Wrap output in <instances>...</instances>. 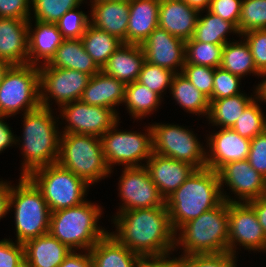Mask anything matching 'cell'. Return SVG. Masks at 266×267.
I'll list each match as a JSON object with an SVG mask.
<instances>
[{
    "label": "cell",
    "mask_w": 266,
    "mask_h": 267,
    "mask_svg": "<svg viewBox=\"0 0 266 267\" xmlns=\"http://www.w3.org/2000/svg\"><path fill=\"white\" fill-rule=\"evenodd\" d=\"M110 232L122 245L147 259H167L175 250V231L166 206L116 212ZM171 252V253H170Z\"/></svg>",
    "instance_id": "obj_1"
},
{
    "label": "cell",
    "mask_w": 266,
    "mask_h": 267,
    "mask_svg": "<svg viewBox=\"0 0 266 267\" xmlns=\"http://www.w3.org/2000/svg\"><path fill=\"white\" fill-rule=\"evenodd\" d=\"M219 175L208 167L195 169L165 204L175 233L187 222L223 202Z\"/></svg>",
    "instance_id": "obj_2"
},
{
    "label": "cell",
    "mask_w": 266,
    "mask_h": 267,
    "mask_svg": "<svg viewBox=\"0 0 266 267\" xmlns=\"http://www.w3.org/2000/svg\"><path fill=\"white\" fill-rule=\"evenodd\" d=\"M52 112V108L39 106L22 114L23 135L22 139H16L17 145L22 143L20 149L24 158L20 176H28L38 168L57 163L61 135L57 122L60 118Z\"/></svg>",
    "instance_id": "obj_3"
},
{
    "label": "cell",
    "mask_w": 266,
    "mask_h": 267,
    "mask_svg": "<svg viewBox=\"0 0 266 267\" xmlns=\"http://www.w3.org/2000/svg\"><path fill=\"white\" fill-rule=\"evenodd\" d=\"M102 208L91 201L50 214L49 233L70 250H90L109 232L98 226Z\"/></svg>",
    "instance_id": "obj_4"
},
{
    "label": "cell",
    "mask_w": 266,
    "mask_h": 267,
    "mask_svg": "<svg viewBox=\"0 0 266 267\" xmlns=\"http://www.w3.org/2000/svg\"><path fill=\"white\" fill-rule=\"evenodd\" d=\"M228 227V202L223 201L185 223L175 234V249H183V255L227 252Z\"/></svg>",
    "instance_id": "obj_5"
},
{
    "label": "cell",
    "mask_w": 266,
    "mask_h": 267,
    "mask_svg": "<svg viewBox=\"0 0 266 267\" xmlns=\"http://www.w3.org/2000/svg\"><path fill=\"white\" fill-rule=\"evenodd\" d=\"M18 181V185H11L9 211L14 208L15 242L24 245L49 233L51 212L41 191L27 176H20Z\"/></svg>",
    "instance_id": "obj_6"
},
{
    "label": "cell",
    "mask_w": 266,
    "mask_h": 267,
    "mask_svg": "<svg viewBox=\"0 0 266 267\" xmlns=\"http://www.w3.org/2000/svg\"><path fill=\"white\" fill-rule=\"evenodd\" d=\"M57 163L92 185L112 173L108 168L99 137L62 133Z\"/></svg>",
    "instance_id": "obj_7"
},
{
    "label": "cell",
    "mask_w": 266,
    "mask_h": 267,
    "mask_svg": "<svg viewBox=\"0 0 266 267\" xmlns=\"http://www.w3.org/2000/svg\"><path fill=\"white\" fill-rule=\"evenodd\" d=\"M27 177L41 191L50 212L82 204L89 192V184L58 163L38 168Z\"/></svg>",
    "instance_id": "obj_8"
},
{
    "label": "cell",
    "mask_w": 266,
    "mask_h": 267,
    "mask_svg": "<svg viewBox=\"0 0 266 267\" xmlns=\"http://www.w3.org/2000/svg\"><path fill=\"white\" fill-rule=\"evenodd\" d=\"M39 106V66L11 65L0 84V115L8 118Z\"/></svg>",
    "instance_id": "obj_9"
},
{
    "label": "cell",
    "mask_w": 266,
    "mask_h": 267,
    "mask_svg": "<svg viewBox=\"0 0 266 267\" xmlns=\"http://www.w3.org/2000/svg\"><path fill=\"white\" fill-rule=\"evenodd\" d=\"M117 122L100 137L102 150L108 168L113 172L115 165L141 167L151 157L152 129L149 125L144 132L117 130ZM142 161V162H141Z\"/></svg>",
    "instance_id": "obj_10"
},
{
    "label": "cell",
    "mask_w": 266,
    "mask_h": 267,
    "mask_svg": "<svg viewBox=\"0 0 266 267\" xmlns=\"http://www.w3.org/2000/svg\"><path fill=\"white\" fill-rule=\"evenodd\" d=\"M150 126L153 153L185 162L195 169L206 167L205 147L193 131L174 123H155Z\"/></svg>",
    "instance_id": "obj_11"
},
{
    "label": "cell",
    "mask_w": 266,
    "mask_h": 267,
    "mask_svg": "<svg viewBox=\"0 0 266 267\" xmlns=\"http://www.w3.org/2000/svg\"><path fill=\"white\" fill-rule=\"evenodd\" d=\"M90 78L76 70L39 67L40 106L52 108V99L58 107L80 100Z\"/></svg>",
    "instance_id": "obj_12"
},
{
    "label": "cell",
    "mask_w": 266,
    "mask_h": 267,
    "mask_svg": "<svg viewBox=\"0 0 266 267\" xmlns=\"http://www.w3.org/2000/svg\"><path fill=\"white\" fill-rule=\"evenodd\" d=\"M60 118L67 125L61 133L85 134L101 137L119 120V115L112 109L103 106H93L81 100L69 102L60 106Z\"/></svg>",
    "instance_id": "obj_13"
},
{
    "label": "cell",
    "mask_w": 266,
    "mask_h": 267,
    "mask_svg": "<svg viewBox=\"0 0 266 267\" xmlns=\"http://www.w3.org/2000/svg\"><path fill=\"white\" fill-rule=\"evenodd\" d=\"M228 251L236 255V246L249 251L266 252V235L254 208L248 202H228Z\"/></svg>",
    "instance_id": "obj_14"
},
{
    "label": "cell",
    "mask_w": 266,
    "mask_h": 267,
    "mask_svg": "<svg viewBox=\"0 0 266 267\" xmlns=\"http://www.w3.org/2000/svg\"><path fill=\"white\" fill-rule=\"evenodd\" d=\"M118 183L121 205L119 211L166 206L158 187L145 166L124 167Z\"/></svg>",
    "instance_id": "obj_15"
},
{
    "label": "cell",
    "mask_w": 266,
    "mask_h": 267,
    "mask_svg": "<svg viewBox=\"0 0 266 267\" xmlns=\"http://www.w3.org/2000/svg\"><path fill=\"white\" fill-rule=\"evenodd\" d=\"M217 173L223 200L226 202H249L265 195L266 178L257 172L248 160L229 162ZM224 186L229 187L227 189H231L237 199L227 195Z\"/></svg>",
    "instance_id": "obj_16"
},
{
    "label": "cell",
    "mask_w": 266,
    "mask_h": 267,
    "mask_svg": "<svg viewBox=\"0 0 266 267\" xmlns=\"http://www.w3.org/2000/svg\"><path fill=\"white\" fill-rule=\"evenodd\" d=\"M141 46L145 61L170 69L175 73H182L186 55L185 41L182 39L158 26Z\"/></svg>",
    "instance_id": "obj_17"
},
{
    "label": "cell",
    "mask_w": 266,
    "mask_h": 267,
    "mask_svg": "<svg viewBox=\"0 0 266 267\" xmlns=\"http://www.w3.org/2000/svg\"><path fill=\"white\" fill-rule=\"evenodd\" d=\"M206 167L218 171L229 162L247 160L250 139L241 137L232 128H220L206 139ZM209 150V151H208Z\"/></svg>",
    "instance_id": "obj_18"
},
{
    "label": "cell",
    "mask_w": 266,
    "mask_h": 267,
    "mask_svg": "<svg viewBox=\"0 0 266 267\" xmlns=\"http://www.w3.org/2000/svg\"><path fill=\"white\" fill-rule=\"evenodd\" d=\"M152 182L158 187L161 196L166 200L175 192L195 170L193 166L170 157L156 153L146 162Z\"/></svg>",
    "instance_id": "obj_19"
},
{
    "label": "cell",
    "mask_w": 266,
    "mask_h": 267,
    "mask_svg": "<svg viewBox=\"0 0 266 267\" xmlns=\"http://www.w3.org/2000/svg\"><path fill=\"white\" fill-rule=\"evenodd\" d=\"M90 25L103 30L127 44L129 2L90 0Z\"/></svg>",
    "instance_id": "obj_20"
},
{
    "label": "cell",
    "mask_w": 266,
    "mask_h": 267,
    "mask_svg": "<svg viewBox=\"0 0 266 267\" xmlns=\"http://www.w3.org/2000/svg\"><path fill=\"white\" fill-rule=\"evenodd\" d=\"M198 16L183 0H160L158 26L183 41L193 37Z\"/></svg>",
    "instance_id": "obj_21"
},
{
    "label": "cell",
    "mask_w": 266,
    "mask_h": 267,
    "mask_svg": "<svg viewBox=\"0 0 266 267\" xmlns=\"http://www.w3.org/2000/svg\"><path fill=\"white\" fill-rule=\"evenodd\" d=\"M0 59L28 64V20L0 18Z\"/></svg>",
    "instance_id": "obj_22"
},
{
    "label": "cell",
    "mask_w": 266,
    "mask_h": 267,
    "mask_svg": "<svg viewBox=\"0 0 266 267\" xmlns=\"http://www.w3.org/2000/svg\"><path fill=\"white\" fill-rule=\"evenodd\" d=\"M31 22L30 18L28 20V64L34 66L47 64L64 38L56 23H43L34 20L35 27H32Z\"/></svg>",
    "instance_id": "obj_23"
},
{
    "label": "cell",
    "mask_w": 266,
    "mask_h": 267,
    "mask_svg": "<svg viewBox=\"0 0 266 267\" xmlns=\"http://www.w3.org/2000/svg\"><path fill=\"white\" fill-rule=\"evenodd\" d=\"M160 0L129 1L127 44L142 45L158 27Z\"/></svg>",
    "instance_id": "obj_24"
},
{
    "label": "cell",
    "mask_w": 266,
    "mask_h": 267,
    "mask_svg": "<svg viewBox=\"0 0 266 267\" xmlns=\"http://www.w3.org/2000/svg\"><path fill=\"white\" fill-rule=\"evenodd\" d=\"M125 86L122 81L101 70L91 76L80 100L89 105L110 108L119 114L115 108L124 102Z\"/></svg>",
    "instance_id": "obj_25"
},
{
    "label": "cell",
    "mask_w": 266,
    "mask_h": 267,
    "mask_svg": "<svg viewBox=\"0 0 266 267\" xmlns=\"http://www.w3.org/2000/svg\"><path fill=\"white\" fill-rule=\"evenodd\" d=\"M144 61L145 54L141 45L123 43L101 70L126 85L138 79Z\"/></svg>",
    "instance_id": "obj_26"
},
{
    "label": "cell",
    "mask_w": 266,
    "mask_h": 267,
    "mask_svg": "<svg viewBox=\"0 0 266 267\" xmlns=\"http://www.w3.org/2000/svg\"><path fill=\"white\" fill-rule=\"evenodd\" d=\"M70 249L50 233L24 244L25 267H58Z\"/></svg>",
    "instance_id": "obj_27"
},
{
    "label": "cell",
    "mask_w": 266,
    "mask_h": 267,
    "mask_svg": "<svg viewBox=\"0 0 266 267\" xmlns=\"http://www.w3.org/2000/svg\"><path fill=\"white\" fill-rule=\"evenodd\" d=\"M93 267H138L144 260L109 233L90 250Z\"/></svg>",
    "instance_id": "obj_28"
},
{
    "label": "cell",
    "mask_w": 266,
    "mask_h": 267,
    "mask_svg": "<svg viewBox=\"0 0 266 267\" xmlns=\"http://www.w3.org/2000/svg\"><path fill=\"white\" fill-rule=\"evenodd\" d=\"M39 67L71 69L90 76L101 71L94 60L87 54L81 39H64L50 61Z\"/></svg>",
    "instance_id": "obj_29"
},
{
    "label": "cell",
    "mask_w": 266,
    "mask_h": 267,
    "mask_svg": "<svg viewBox=\"0 0 266 267\" xmlns=\"http://www.w3.org/2000/svg\"><path fill=\"white\" fill-rule=\"evenodd\" d=\"M251 96L241 93L235 96L212 100L210 102L208 121L218 128H231L243 110L256 98V90ZM253 96V98H252Z\"/></svg>",
    "instance_id": "obj_30"
},
{
    "label": "cell",
    "mask_w": 266,
    "mask_h": 267,
    "mask_svg": "<svg viewBox=\"0 0 266 267\" xmlns=\"http://www.w3.org/2000/svg\"><path fill=\"white\" fill-rule=\"evenodd\" d=\"M170 92L174 100L186 112L208 117L210 101L207 96L197 90L192 83L182 74L176 73L173 77Z\"/></svg>",
    "instance_id": "obj_31"
},
{
    "label": "cell",
    "mask_w": 266,
    "mask_h": 267,
    "mask_svg": "<svg viewBox=\"0 0 266 267\" xmlns=\"http://www.w3.org/2000/svg\"><path fill=\"white\" fill-rule=\"evenodd\" d=\"M242 40H236V42L229 40L223 46L220 67L240 78L251 73L252 76L257 75L259 77L261 73L255 67L250 47L244 38Z\"/></svg>",
    "instance_id": "obj_32"
},
{
    "label": "cell",
    "mask_w": 266,
    "mask_h": 267,
    "mask_svg": "<svg viewBox=\"0 0 266 267\" xmlns=\"http://www.w3.org/2000/svg\"><path fill=\"white\" fill-rule=\"evenodd\" d=\"M161 98L162 96L136 80L126 84L123 104L126 105L128 113L135 120H142L143 117L153 114L154 110L156 111L162 103Z\"/></svg>",
    "instance_id": "obj_33"
},
{
    "label": "cell",
    "mask_w": 266,
    "mask_h": 267,
    "mask_svg": "<svg viewBox=\"0 0 266 267\" xmlns=\"http://www.w3.org/2000/svg\"><path fill=\"white\" fill-rule=\"evenodd\" d=\"M81 40L87 54L100 69L106 65L109 57L123 45L120 39L90 24Z\"/></svg>",
    "instance_id": "obj_34"
},
{
    "label": "cell",
    "mask_w": 266,
    "mask_h": 267,
    "mask_svg": "<svg viewBox=\"0 0 266 267\" xmlns=\"http://www.w3.org/2000/svg\"><path fill=\"white\" fill-rule=\"evenodd\" d=\"M199 12L193 38L196 41L204 43H213L217 45H225L229 38L228 33L238 34L237 27L230 21L224 20L219 16L206 10V15L201 16Z\"/></svg>",
    "instance_id": "obj_35"
},
{
    "label": "cell",
    "mask_w": 266,
    "mask_h": 267,
    "mask_svg": "<svg viewBox=\"0 0 266 267\" xmlns=\"http://www.w3.org/2000/svg\"><path fill=\"white\" fill-rule=\"evenodd\" d=\"M224 45L196 41L193 37L185 41V64L218 68L222 62Z\"/></svg>",
    "instance_id": "obj_36"
},
{
    "label": "cell",
    "mask_w": 266,
    "mask_h": 267,
    "mask_svg": "<svg viewBox=\"0 0 266 267\" xmlns=\"http://www.w3.org/2000/svg\"><path fill=\"white\" fill-rule=\"evenodd\" d=\"M259 100L255 98L238 117L231 127L241 137L252 140L266 130V115H264Z\"/></svg>",
    "instance_id": "obj_37"
},
{
    "label": "cell",
    "mask_w": 266,
    "mask_h": 267,
    "mask_svg": "<svg viewBox=\"0 0 266 267\" xmlns=\"http://www.w3.org/2000/svg\"><path fill=\"white\" fill-rule=\"evenodd\" d=\"M85 0H31L34 19L43 23H57L69 10L78 8Z\"/></svg>",
    "instance_id": "obj_38"
},
{
    "label": "cell",
    "mask_w": 266,
    "mask_h": 267,
    "mask_svg": "<svg viewBox=\"0 0 266 267\" xmlns=\"http://www.w3.org/2000/svg\"><path fill=\"white\" fill-rule=\"evenodd\" d=\"M176 267H237L236 255L221 253L191 254L173 257Z\"/></svg>",
    "instance_id": "obj_39"
},
{
    "label": "cell",
    "mask_w": 266,
    "mask_h": 267,
    "mask_svg": "<svg viewBox=\"0 0 266 267\" xmlns=\"http://www.w3.org/2000/svg\"><path fill=\"white\" fill-rule=\"evenodd\" d=\"M266 29V0H242L239 36L252 30Z\"/></svg>",
    "instance_id": "obj_40"
},
{
    "label": "cell",
    "mask_w": 266,
    "mask_h": 267,
    "mask_svg": "<svg viewBox=\"0 0 266 267\" xmlns=\"http://www.w3.org/2000/svg\"><path fill=\"white\" fill-rule=\"evenodd\" d=\"M175 74L170 69L144 61L137 81L161 96L167 88L170 91Z\"/></svg>",
    "instance_id": "obj_41"
},
{
    "label": "cell",
    "mask_w": 266,
    "mask_h": 267,
    "mask_svg": "<svg viewBox=\"0 0 266 267\" xmlns=\"http://www.w3.org/2000/svg\"><path fill=\"white\" fill-rule=\"evenodd\" d=\"M77 9L67 11L56 23L64 39H81L90 24V16Z\"/></svg>",
    "instance_id": "obj_42"
},
{
    "label": "cell",
    "mask_w": 266,
    "mask_h": 267,
    "mask_svg": "<svg viewBox=\"0 0 266 267\" xmlns=\"http://www.w3.org/2000/svg\"><path fill=\"white\" fill-rule=\"evenodd\" d=\"M241 78L221 67L215 68L212 96L209 101L231 97L240 92Z\"/></svg>",
    "instance_id": "obj_43"
},
{
    "label": "cell",
    "mask_w": 266,
    "mask_h": 267,
    "mask_svg": "<svg viewBox=\"0 0 266 267\" xmlns=\"http://www.w3.org/2000/svg\"><path fill=\"white\" fill-rule=\"evenodd\" d=\"M215 68L184 64L182 74L194 85L197 90L210 98L213 91Z\"/></svg>",
    "instance_id": "obj_44"
},
{
    "label": "cell",
    "mask_w": 266,
    "mask_h": 267,
    "mask_svg": "<svg viewBox=\"0 0 266 267\" xmlns=\"http://www.w3.org/2000/svg\"><path fill=\"white\" fill-rule=\"evenodd\" d=\"M241 36L245 38L250 47L257 70L260 73L266 71V29L252 30L241 34Z\"/></svg>",
    "instance_id": "obj_45"
},
{
    "label": "cell",
    "mask_w": 266,
    "mask_h": 267,
    "mask_svg": "<svg viewBox=\"0 0 266 267\" xmlns=\"http://www.w3.org/2000/svg\"><path fill=\"white\" fill-rule=\"evenodd\" d=\"M0 267H25L24 245L12 239L0 241Z\"/></svg>",
    "instance_id": "obj_46"
},
{
    "label": "cell",
    "mask_w": 266,
    "mask_h": 267,
    "mask_svg": "<svg viewBox=\"0 0 266 267\" xmlns=\"http://www.w3.org/2000/svg\"><path fill=\"white\" fill-rule=\"evenodd\" d=\"M247 160L266 178V130L251 140Z\"/></svg>",
    "instance_id": "obj_47"
},
{
    "label": "cell",
    "mask_w": 266,
    "mask_h": 267,
    "mask_svg": "<svg viewBox=\"0 0 266 267\" xmlns=\"http://www.w3.org/2000/svg\"><path fill=\"white\" fill-rule=\"evenodd\" d=\"M241 4L242 0H211L208 10L220 18L230 21L238 29Z\"/></svg>",
    "instance_id": "obj_48"
},
{
    "label": "cell",
    "mask_w": 266,
    "mask_h": 267,
    "mask_svg": "<svg viewBox=\"0 0 266 267\" xmlns=\"http://www.w3.org/2000/svg\"><path fill=\"white\" fill-rule=\"evenodd\" d=\"M31 0H0V18L32 19Z\"/></svg>",
    "instance_id": "obj_49"
},
{
    "label": "cell",
    "mask_w": 266,
    "mask_h": 267,
    "mask_svg": "<svg viewBox=\"0 0 266 267\" xmlns=\"http://www.w3.org/2000/svg\"><path fill=\"white\" fill-rule=\"evenodd\" d=\"M81 252L77 253L76 250H71L58 267H93L90 251L84 250V254L83 251Z\"/></svg>",
    "instance_id": "obj_50"
},
{
    "label": "cell",
    "mask_w": 266,
    "mask_h": 267,
    "mask_svg": "<svg viewBox=\"0 0 266 267\" xmlns=\"http://www.w3.org/2000/svg\"><path fill=\"white\" fill-rule=\"evenodd\" d=\"M4 118L5 116L0 115V153L11 147L12 144L17 146V135L12 133V128L4 121Z\"/></svg>",
    "instance_id": "obj_51"
},
{
    "label": "cell",
    "mask_w": 266,
    "mask_h": 267,
    "mask_svg": "<svg viewBox=\"0 0 266 267\" xmlns=\"http://www.w3.org/2000/svg\"><path fill=\"white\" fill-rule=\"evenodd\" d=\"M11 183L0 181V220L9 213Z\"/></svg>",
    "instance_id": "obj_52"
},
{
    "label": "cell",
    "mask_w": 266,
    "mask_h": 267,
    "mask_svg": "<svg viewBox=\"0 0 266 267\" xmlns=\"http://www.w3.org/2000/svg\"><path fill=\"white\" fill-rule=\"evenodd\" d=\"M255 210L258 222L266 235V196L248 202Z\"/></svg>",
    "instance_id": "obj_53"
},
{
    "label": "cell",
    "mask_w": 266,
    "mask_h": 267,
    "mask_svg": "<svg viewBox=\"0 0 266 267\" xmlns=\"http://www.w3.org/2000/svg\"><path fill=\"white\" fill-rule=\"evenodd\" d=\"M138 267H176L174 259H147L143 260Z\"/></svg>",
    "instance_id": "obj_54"
},
{
    "label": "cell",
    "mask_w": 266,
    "mask_h": 267,
    "mask_svg": "<svg viewBox=\"0 0 266 267\" xmlns=\"http://www.w3.org/2000/svg\"><path fill=\"white\" fill-rule=\"evenodd\" d=\"M260 77L264 78L260 82V84H257L255 90H256V98L261 102H266V71L262 72L260 74Z\"/></svg>",
    "instance_id": "obj_55"
},
{
    "label": "cell",
    "mask_w": 266,
    "mask_h": 267,
    "mask_svg": "<svg viewBox=\"0 0 266 267\" xmlns=\"http://www.w3.org/2000/svg\"><path fill=\"white\" fill-rule=\"evenodd\" d=\"M187 5L195 8L199 12L208 10L211 4V0H183Z\"/></svg>",
    "instance_id": "obj_56"
},
{
    "label": "cell",
    "mask_w": 266,
    "mask_h": 267,
    "mask_svg": "<svg viewBox=\"0 0 266 267\" xmlns=\"http://www.w3.org/2000/svg\"><path fill=\"white\" fill-rule=\"evenodd\" d=\"M11 66L10 63H8L7 61H4L2 59H0V84L2 82V79L6 73V71L8 70V68Z\"/></svg>",
    "instance_id": "obj_57"
},
{
    "label": "cell",
    "mask_w": 266,
    "mask_h": 267,
    "mask_svg": "<svg viewBox=\"0 0 266 267\" xmlns=\"http://www.w3.org/2000/svg\"><path fill=\"white\" fill-rule=\"evenodd\" d=\"M98 1H104V0H98ZM114 1H127V2H129L131 0H114Z\"/></svg>",
    "instance_id": "obj_58"
}]
</instances>
